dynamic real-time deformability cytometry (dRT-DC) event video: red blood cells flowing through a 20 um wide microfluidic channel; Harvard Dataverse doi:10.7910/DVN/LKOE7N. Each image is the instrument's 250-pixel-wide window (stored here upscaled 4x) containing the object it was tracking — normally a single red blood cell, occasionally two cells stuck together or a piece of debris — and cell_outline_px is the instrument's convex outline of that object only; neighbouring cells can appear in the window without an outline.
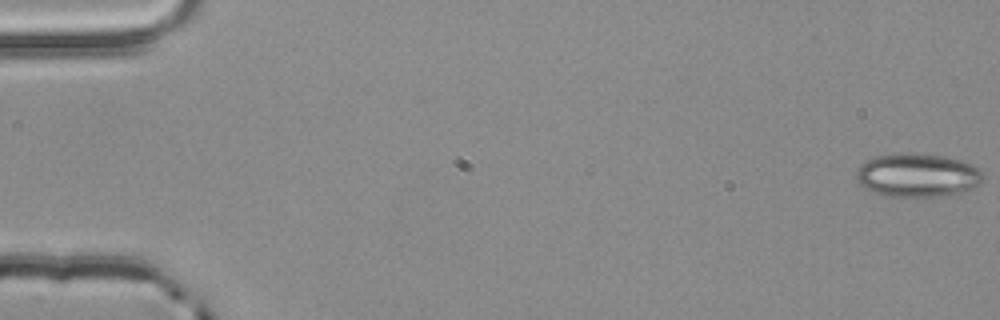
{"species": "common noctule bat (a hibernating species)", "species_latin": "Nyctalus noctula", "temperature_condition": "room temperature", "stored_images_in_passage": 54, "camera_frame_rate_fps": 3000, "um_per_image_px": 0.085, "animal": {"sex": "male", "body_mass_g": 20.4}, "frame": {"image": 1, "passage_image": 1, "time_ms": 0.0, "image_size_px": [1000, 320], "cell_outline_px": [[984, 176], [980, 184], [964, 192], [944, 196], [884, 196], [864, 188], [856, 180], [856, 172], [860, 164], [876, 156], [896, 152], [908, 152], [944, 156], [960, 160], [972, 164], [980, 168]], "centroid_in_image_um": [77.99, 14.88], "position_along_channel_um": 7.0, "area_um2": 32.6}}
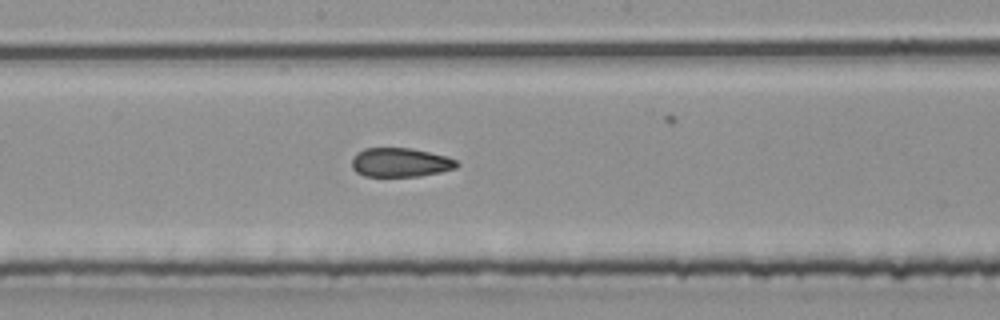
{"frame": {"image": 2, "passage_image": 30, "time_ms": 9.667, "image_size_px": [1000, 320], "cell_outline_px": [[460, 164], [456, 168], [440, 172], [420, 176], [364, 176], [356, 172], [352, 168], [352, 156], [356, 152], [364, 148], [412, 148], [444, 156], [456, 160]], "centroid_in_image_um": [33.99, 13.8], "position_along_channel_um": 214.2, "area_um2": 17.8}}
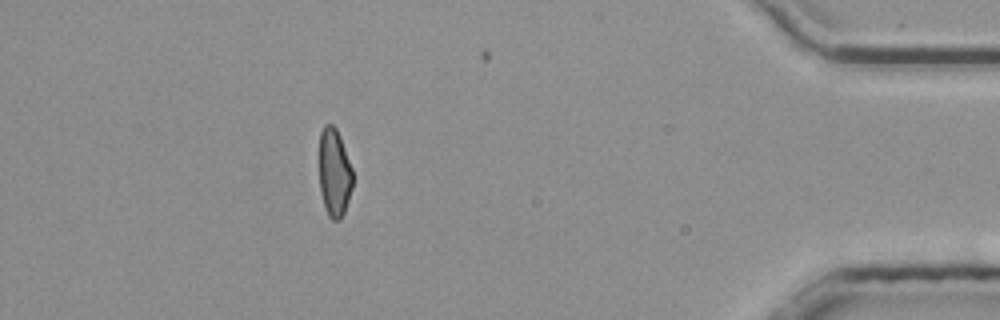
{"frame": {"image": 3, "passage_image": 49, "time_ms": 16.0, "image_size_px": [1000, 320], "cell_outline_px": [[352, 188], [344, 212], [340, 220], [332, 220], [328, 216], [320, 192], [320, 132], [324, 124], [332, 124], [336, 128], [340, 136], [352, 168]], "centroid_in_image_um": [28.42, 14.67], "position_along_channel_um": 406.8, "area_um2": 17.11}}